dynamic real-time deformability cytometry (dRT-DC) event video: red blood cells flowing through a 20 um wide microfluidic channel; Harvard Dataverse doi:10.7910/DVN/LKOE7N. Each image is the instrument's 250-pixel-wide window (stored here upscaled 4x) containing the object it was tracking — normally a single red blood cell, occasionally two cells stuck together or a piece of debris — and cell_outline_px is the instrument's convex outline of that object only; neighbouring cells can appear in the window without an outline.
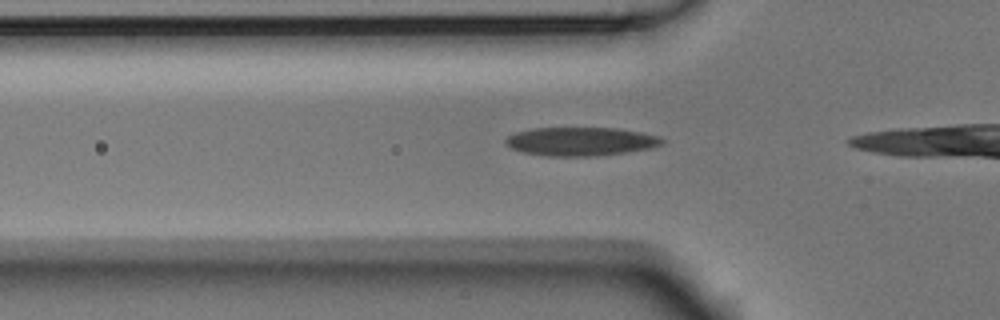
{"species": "Egyptian fruit bat (a non-hibernating species)", "species_latin": "Rousettus aegyptiacus", "temperature_condition": "room temperature", "stored_images_in_passage": 8, "camera_frame_rate_fps": 3000, "um_per_image_px": 0.085, "animal": {"sex": "male"}, "frame": {"image": 1, "passage_image": 3, "time_ms": 0.667, "image_size_px": [1000, 320], "cell_outline_px": [[664, 144], [652, 148], [628, 152], [596, 156], [548, 156], [524, 152], [512, 148], [504, 140], [508, 136], [516, 132], [536, 128], [616, 128], [640, 132], [660, 136], [664, 140]], "centroid_in_image_um": [49.42, 12.02], "position_along_channel_um": 76.4, "area_um2": 26.01}}
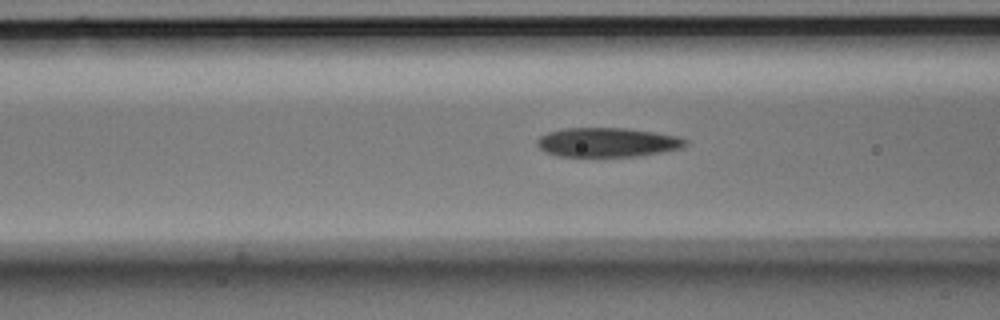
{"frame": {"image": 2, "passage_image": 6, "time_ms": 1.667, "image_size_px": [1000, 320], "cell_outline_px": [[688, 144], [684, 148], [640, 156], [560, 156], [548, 152], [540, 148], [536, 144], [536, 140], [540, 136], [548, 132], [564, 128], [624, 128], [652, 132], [676, 136], [688, 140]], "centroid_in_image_um": [51.65, 12.1], "position_along_channel_um": 114.9, "area_um2": 25.2}}